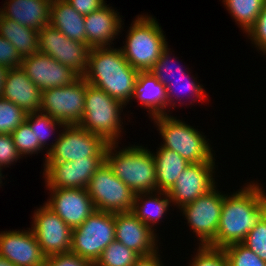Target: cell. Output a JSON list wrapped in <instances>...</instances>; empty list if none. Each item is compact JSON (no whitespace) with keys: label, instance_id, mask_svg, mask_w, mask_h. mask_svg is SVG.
Listing matches in <instances>:
<instances>
[{"label":"cell","instance_id":"cell-1","mask_svg":"<svg viewBox=\"0 0 266 266\" xmlns=\"http://www.w3.org/2000/svg\"><path fill=\"white\" fill-rule=\"evenodd\" d=\"M253 182L233 195H224L217 234L208 244L224 248L230 244L242 243L266 214L265 190Z\"/></svg>","mask_w":266,"mask_h":266},{"label":"cell","instance_id":"cell-2","mask_svg":"<svg viewBox=\"0 0 266 266\" xmlns=\"http://www.w3.org/2000/svg\"><path fill=\"white\" fill-rule=\"evenodd\" d=\"M138 73L126 61L121 47L107 46L91 48L88 69L83 77L88 84L126 105L133 97Z\"/></svg>","mask_w":266,"mask_h":266},{"label":"cell","instance_id":"cell-3","mask_svg":"<svg viewBox=\"0 0 266 266\" xmlns=\"http://www.w3.org/2000/svg\"><path fill=\"white\" fill-rule=\"evenodd\" d=\"M116 147V143H108L105 151V161L114 174L135 194L157 191L153 153L142 146H131L120 151L115 150Z\"/></svg>","mask_w":266,"mask_h":266},{"label":"cell","instance_id":"cell-4","mask_svg":"<svg viewBox=\"0 0 266 266\" xmlns=\"http://www.w3.org/2000/svg\"><path fill=\"white\" fill-rule=\"evenodd\" d=\"M153 16L136 17L121 48L126 61L137 71H150L168 46L161 26Z\"/></svg>","mask_w":266,"mask_h":266},{"label":"cell","instance_id":"cell-5","mask_svg":"<svg viewBox=\"0 0 266 266\" xmlns=\"http://www.w3.org/2000/svg\"><path fill=\"white\" fill-rule=\"evenodd\" d=\"M121 101L110 97L104 90L87 83L83 117L79 126L101 136L107 143H118L121 130Z\"/></svg>","mask_w":266,"mask_h":266},{"label":"cell","instance_id":"cell-6","mask_svg":"<svg viewBox=\"0 0 266 266\" xmlns=\"http://www.w3.org/2000/svg\"><path fill=\"white\" fill-rule=\"evenodd\" d=\"M152 119L164 141L160 147L175 151L188 163L215 162L208 141L195 128L168 114Z\"/></svg>","mask_w":266,"mask_h":266},{"label":"cell","instance_id":"cell-7","mask_svg":"<svg viewBox=\"0 0 266 266\" xmlns=\"http://www.w3.org/2000/svg\"><path fill=\"white\" fill-rule=\"evenodd\" d=\"M115 240V213L95 210L84 223L72 229L71 253L93 265Z\"/></svg>","mask_w":266,"mask_h":266},{"label":"cell","instance_id":"cell-8","mask_svg":"<svg viewBox=\"0 0 266 266\" xmlns=\"http://www.w3.org/2000/svg\"><path fill=\"white\" fill-rule=\"evenodd\" d=\"M63 132L47 150L45 163L70 162L85 157H105L108 143L79 125H64Z\"/></svg>","mask_w":266,"mask_h":266},{"label":"cell","instance_id":"cell-9","mask_svg":"<svg viewBox=\"0 0 266 266\" xmlns=\"http://www.w3.org/2000/svg\"><path fill=\"white\" fill-rule=\"evenodd\" d=\"M86 189L97 211L118 213L133 209L135 193L114 174L106 161L95 171Z\"/></svg>","mask_w":266,"mask_h":266},{"label":"cell","instance_id":"cell-10","mask_svg":"<svg viewBox=\"0 0 266 266\" xmlns=\"http://www.w3.org/2000/svg\"><path fill=\"white\" fill-rule=\"evenodd\" d=\"M87 82L79 77L71 85L42 91L39 111L64 125H79L83 117Z\"/></svg>","mask_w":266,"mask_h":266},{"label":"cell","instance_id":"cell-11","mask_svg":"<svg viewBox=\"0 0 266 266\" xmlns=\"http://www.w3.org/2000/svg\"><path fill=\"white\" fill-rule=\"evenodd\" d=\"M90 50L88 45L69 39L50 24L38 30V51L69 67L80 77L88 69Z\"/></svg>","mask_w":266,"mask_h":266},{"label":"cell","instance_id":"cell-12","mask_svg":"<svg viewBox=\"0 0 266 266\" xmlns=\"http://www.w3.org/2000/svg\"><path fill=\"white\" fill-rule=\"evenodd\" d=\"M223 197L215 186L207 194L179 208L185 215L189 227L191 226L201 241L200 245H208L217 234Z\"/></svg>","mask_w":266,"mask_h":266},{"label":"cell","instance_id":"cell-13","mask_svg":"<svg viewBox=\"0 0 266 266\" xmlns=\"http://www.w3.org/2000/svg\"><path fill=\"white\" fill-rule=\"evenodd\" d=\"M31 228L46 257L71 252L72 229L48 205L34 212Z\"/></svg>","mask_w":266,"mask_h":266},{"label":"cell","instance_id":"cell-14","mask_svg":"<svg viewBox=\"0 0 266 266\" xmlns=\"http://www.w3.org/2000/svg\"><path fill=\"white\" fill-rule=\"evenodd\" d=\"M105 157H85L70 162L44 163V177L49 189H86Z\"/></svg>","mask_w":266,"mask_h":266},{"label":"cell","instance_id":"cell-15","mask_svg":"<svg viewBox=\"0 0 266 266\" xmlns=\"http://www.w3.org/2000/svg\"><path fill=\"white\" fill-rule=\"evenodd\" d=\"M214 166L215 162L190 163L167 192L171 203L179 208L212 190Z\"/></svg>","mask_w":266,"mask_h":266},{"label":"cell","instance_id":"cell-16","mask_svg":"<svg viewBox=\"0 0 266 266\" xmlns=\"http://www.w3.org/2000/svg\"><path fill=\"white\" fill-rule=\"evenodd\" d=\"M20 67L42 91L71 85L80 77L69 67L39 51L22 58Z\"/></svg>","mask_w":266,"mask_h":266},{"label":"cell","instance_id":"cell-17","mask_svg":"<svg viewBox=\"0 0 266 266\" xmlns=\"http://www.w3.org/2000/svg\"><path fill=\"white\" fill-rule=\"evenodd\" d=\"M51 196L45 204L49 206L71 229L86 221L96 210L87 189H49Z\"/></svg>","mask_w":266,"mask_h":266},{"label":"cell","instance_id":"cell-18","mask_svg":"<svg viewBox=\"0 0 266 266\" xmlns=\"http://www.w3.org/2000/svg\"><path fill=\"white\" fill-rule=\"evenodd\" d=\"M0 257L15 266H44L46 258L30 228L24 231L1 232Z\"/></svg>","mask_w":266,"mask_h":266},{"label":"cell","instance_id":"cell-19","mask_svg":"<svg viewBox=\"0 0 266 266\" xmlns=\"http://www.w3.org/2000/svg\"><path fill=\"white\" fill-rule=\"evenodd\" d=\"M156 236L132 211L115 213V240L140 256L157 252Z\"/></svg>","mask_w":266,"mask_h":266},{"label":"cell","instance_id":"cell-20","mask_svg":"<svg viewBox=\"0 0 266 266\" xmlns=\"http://www.w3.org/2000/svg\"><path fill=\"white\" fill-rule=\"evenodd\" d=\"M42 90L34 84L21 67L9 69L2 98L20 106L26 114L38 112Z\"/></svg>","mask_w":266,"mask_h":266},{"label":"cell","instance_id":"cell-21","mask_svg":"<svg viewBox=\"0 0 266 266\" xmlns=\"http://www.w3.org/2000/svg\"><path fill=\"white\" fill-rule=\"evenodd\" d=\"M104 5L85 15L86 45L90 48L107 47L120 31L122 19L114 9ZM119 15V16H118Z\"/></svg>","mask_w":266,"mask_h":266},{"label":"cell","instance_id":"cell-22","mask_svg":"<svg viewBox=\"0 0 266 266\" xmlns=\"http://www.w3.org/2000/svg\"><path fill=\"white\" fill-rule=\"evenodd\" d=\"M51 2L52 0H9L2 10L0 8V16L38 31L49 25Z\"/></svg>","mask_w":266,"mask_h":266},{"label":"cell","instance_id":"cell-23","mask_svg":"<svg viewBox=\"0 0 266 266\" xmlns=\"http://www.w3.org/2000/svg\"><path fill=\"white\" fill-rule=\"evenodd\" d=\"M132 98H137L140 104L149 110L152 118L167 115L166 87L149 71L138 73Z\"/></svg>","mask_w":266,"mask_h":266},{"label":"cell","instance_id":"cell-24","mask_svg":"<svg viewBox=\"0 0 266 266\" xmlns=\"http://www.w3.org/2000/svg\"><path fill=\"white\" fill-rule=\"evenodd\" d=\"M85 16L65 0H52L49 24L69 39L86 44Z\"/></svg>","mask_w":266,"mask_h":266},{"label":"cell","instance_id":"cell-25","mask_svg":"<svg viewBox=\"0 0 266 266\" xmlns=\"http://www.w3.org/2000/svg\"><path fill=\"white\" fill-rule=\"evenodd\" d=\"M153 154L156 169L157 191L168 192L177 178L190 164L175 151L167 148H158Z\"/></svg>","mask_w":266,"mask_h":266},{"label":"cell","instance_id":"cell-26","mask_svg":"<svg viewBox=\"0 0 266 266\" xmlns=\"http://www.w3.org/2000/svg\"><path fill=\"white\" fill-rule=\"evenodd\" d=\"M0 36L16 48L21 58L38 52V31L22 26L13 19L0 16Z\"/></svg>","mask_w":266,"mask_h":266},{"label":"cell","instance_id":"cell-27","mask_svg":"<svg viewBox=\"0 0 266 266\" xmlns=\"http://www.w3.org/2000/svg\"><path fill=\"white\" fill-rule=\"evenodd\" d=\"M156 193L164 197L161 198L158 194L156 196ZM150 194L153 192L135 194L132 212L141 222L153 229L152 226L158 223L168 210L171 200L167 192L155 191V195Z\"/></svg>","mask_w":266,"mask_h":266},{"label":"cell","instance_id":"cell-28","mask_svg":"<svg viewBox=\"0 0 266 266\" xmlns=\"http://www.w3.org/2000/svg\"><path fill=\"white\" fill-rule=\"evenodd\" d=\"M223 2L235 22H238L237 24L247 33L257 20L266 0H223Z\"/></svg>","mask_w":266,"mask_h":266},{"label":"cell","instance_id":"cell-29","mask_svg":"<svg viewBox=\"0 0 266 266\" xmlns=\"http://www.w3.org/2000/svg\"><path fill=\"white\" fill-rule=\"evenodd\" d=\"M140 257L135 251L114 240L103 250L94 266H133Z\"/></svg>","mask_w":266,"mask_h":266},{"label":"cell","instance_id":"cell-30","mask_svg":"<svg viewBox=\"0 0 266 266\" xmlns=\"http://www.w3.org/2000/svg\"><path fill=\"white\" fill-rule=\"evenodd\" d=\"M25 121L30 125L42 147H45L47 139L51 136L49 133H52L57 125L64 127L61 121L40 111L27 114Z\"/></svg>","mask_w":266,"mask_h":266},{"label":"cell","instance_id":"cell-31","mask_svg":"<svg viewBox=\"0 0 266 266\" xmlns=\"http://www.w3.org/2000/svg\"><path fill=\"white\" fill-rule=\"evenodd\" d=\"M26 116L20 106L0 98V134H11L25 121Z\"/></svg>","mask_w":266,"mask_h":266},{"label":"cell","instance_id":"cell-32","mask_svg":"<svg viewBox=\"0 0 266 266\" xmlns=\"http://www.w3.org/2000/svg\"><path fill=\"white\" fill-rule=\"evenodd\" d=\"M223 250L230 266H266V262L243 243L230 244Z\"/></svg>","mask_w":266,"mask_h":266},{"label":"cell","instance_id":"cell-33","mask_svg":"<svg viewBox=\"0 0 266 266\" xmlns=\"http://www.w3.org/2000/svg\"><path fill=\"white\" fill-rule=\"evenodd\" d=\"M10 135L12 136L16 149L21 156L34 153L37 154L38 151L43 150V147L40 145L38 139H36V135L26 121H24Z\"/></svg>","mask_w":266,"mask_h":266},{"label":"cell","instance_id":"cell-34","mask_svg":"<svg viewBox=\"0 0 266 266\" xmlns=\"http://www.w3.org/2000/svg\"><path fill=\"white\" fill-rule=\"evenodd\" d=\"M170 53H169V48L168 46L166 49L161 53L160 57L158 58L157 62L154 64L152 69L149 71L151 74H153L158 81H160L165 87L171 82L173 79L177 78H187L185 75L186 72L182 70L181 66L177 67V69L171 65L170 62H174V59L170 61ZM171 64V65H170ZM172 73V74H171ZM177 75H176V74ZM171 74V75H169ZM179 75V76H178ZM173 76V77H170Z\"/></svg>","mask_w":266,"mask_h":266},{"label":"cell","instance_id":"cell-35","mask_svg":"<svg viewBox=\"0 0 266 266\" xmlns=\"http://www.w3.org/2000/svg\"><path fill=\"white\" fill-rule=\"evenodd\" d=\"M193 259L190 262V266H230L223 248L209 245H199V249Z\"/></svg>","mask_w":266,"mask_h":266},{"label":"cell","instance_id":"cell-36","mask_svg":"<svg viewBox=\"0 0 266 266\" xmlns=\"http://www.w3.org/2000/svg\"><path fill=\"white\" fill-rule=\"evenodd\" d=\"M242 243L266 262V214L248 232Z\"/></svg>","mask_w":266,"mask_h":266},{"label":"cell","instance_id":"cell-37","mask_svg":"<svg viewBox=\"0 0 266 266\" xmlns=\"http://www.w3.org/2000/svg\"><path fill=\"white\" fill-rule=\"evenodd\" d=\"M191 78L192 77H190L189 79L187 78V80H189V81H185V78H182V79L180 78L182 81L184 80L183 83L181 81H179L180 80L179 78L173 79V80H171V82H169V84L166 86L168 105L171 104L172 107H175V102H173L174 98H172V97H175V99H178L179 97H181L180 95L175 94L176 93L175 88L177 90H179L180 92H181V90L182 91H184V90L190 91L192 96L195 94L194 97L196 96V100L197 99L199 101L201 99L204 100L206 94L204 93L203 86L198 85L199 83H195L194 81L191 80ZM186 91H185V93H186Z\"/></svg>","mask_w":266,"mask_h":266},{"label":"cell","instance_id":"cell-38","mask_svg":"<svg viewBox=\"0 0 266 266\" xmlns=\"http://www.w3.org/2000/svg\"><path fill=\"white\" fill-rule=\"evenodd\" d=\"M250 40L266 54V2L254 25L247 32Z\"/></svg>","mask_w":266,"mask_h":266},{"label":"cell","instance_id":"cell-39","mask_svg":"<svg viewBox=\"0 0 266 266\" xmlns=\"http://www.w3.org/2000/svg\"><path fill=\"white\" fill-rule=\"evenodd\" d=\"M21 158L10 134H0V172Z\"/></svg>","mask_w":266,"mask_h":266},{"label":"cell","instance_id":"cell-40","mask_svg":"<svg viewBox=\"0 0 266 266\" xmlns=\"http://www.w3.org/2000/svg\"><path fill=\"white\" fill-rule=\"evenodd\" d=\"M22 62L21 56L16 48L3 36H0V66L8 69L20 67Z\"/></svg>","mask_w":266,"mask_h":266},{"label":"cell","instance_id":"cell-41","mask_svg":"<svg viewBox=\"0 0 266 266\" xmlns=\"http://www.w3.org/2000/svg\"><path fill=\"white\" fill-rule=\"evenodd\" d=\"M44 266H94L90 261L73 253H61L45 258Z\"/></svg>","mask_w":266,"mask_h":266},{"label":"cell","instance_id":"cell-42","mask_svg":"<svg viewBox=\"0 0 266 266\" xmlns=\"http://www.w3.org/2000/svg\"><path fill=\"white\" fill-rule=\"evenodd\" d=\"M77 12L82 15H88L93 11L99 10L106 3L104 0H65Z\"/></svg>","mask_w":266,"mask_h":266},{"label":"cell","instance_id":"cell-43","mask_svg":"<svg viewBox=\"0 0 266 266\" xmlns=\"http://www.w3.org/2000/svg\"><path fill=\"white\" fill-rule=\"evenodd\" d=\"M158 256V251L152 255L141 256L133 266H163Z\"/></svg>","mask_w":266,"mask_h":266},{"label":"cell","instance_id":"cell-44","mask_svg":"<svg viewBox=\"0 0 266 266\" xmlns=\"http://www.w3.org/2000/svg\"><path fill=\"white\" fill-rule=\"evenodd\" d=\"M0 266H15L5 258L0 257Z\"/></svg>","mask_w":266,"mask_h":266},{"label":"cell","instance_id":"cell-45","mask_svg":"<svg viewBox=\"0 0 266 266\" xmlns=\"http://www.w3.org/2000/svg\"><path fill=\"white\" fill-rule=\"evenodd\" d=\"M1 178H2V173L0 172V184L2 183Z\"/></svg>","mask_w":266,"mask_h":266}]
</instances>
